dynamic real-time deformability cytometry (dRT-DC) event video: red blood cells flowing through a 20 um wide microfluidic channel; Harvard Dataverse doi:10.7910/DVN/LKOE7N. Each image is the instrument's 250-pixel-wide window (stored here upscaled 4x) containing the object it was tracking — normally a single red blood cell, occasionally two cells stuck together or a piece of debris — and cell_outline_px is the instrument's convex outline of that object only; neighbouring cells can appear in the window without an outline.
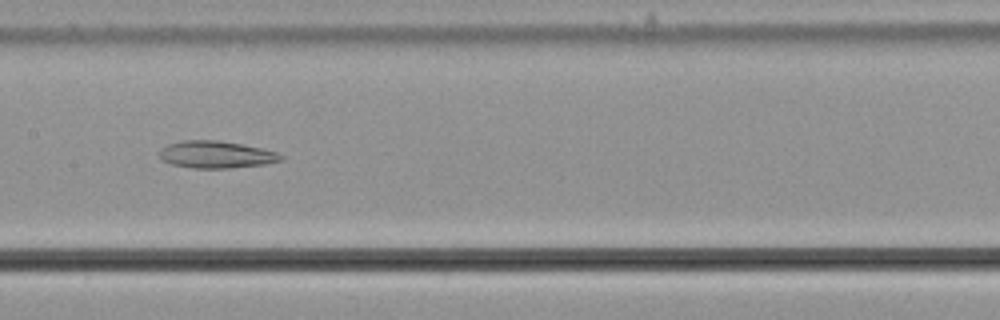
{"species": "common noctule bat (a hibernating species)", "species_latin": "Nyctalus noctula", "temperature_condition": "cold", "stored_images_in_passage": 55, "camera_frame_rate_fps": 3000, "um_per_image_px": 0.085, "animal": {"sex": "male", "body_mass_g": 21.5, "forearm_length_mm": 52.0}, "frame": {"image": 1, "passage_image": 29, "time_ms": 9.333, "image_size_px": [1000, 320], "cell_outline_px": [[284, 160], [264, 164], [232, 168], [192, 168], [172, 164], [160, 160], [160, 148], [168, 144], [184, 140], [220, 140], [260, 148], [276, 152], [284, 156]], "centroid_in_image_um": [18.36, 13.14], "position_along_channel_um": 189.0, "area_um2": 19.25}}
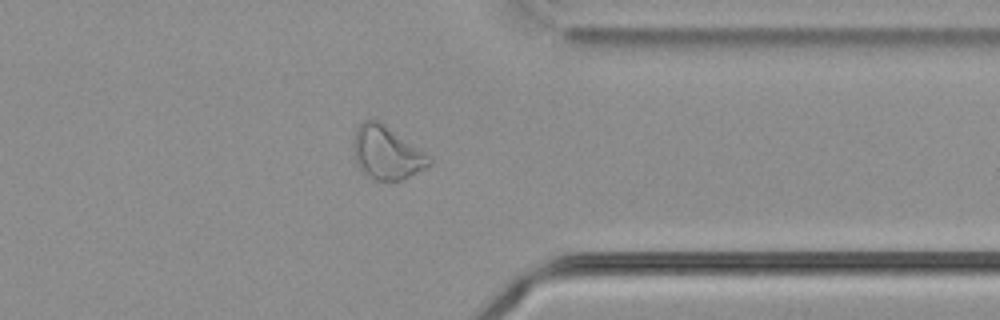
{"frame": {"image": 2, "passage_image": 45, "time_ms": 14.667, "image_size_px": [1000, 320], "cell_outline_px": [[432, 164], [404, 180], [376, 180], [368, 176], [356, 164], [352, 156], [352, 140], [360, 124], [364, 120], [376, 120], [432, 160]], "centroid_in_image_um": [32.78, 13.04], "position_along_channel_um": 378.6, "area_um2": 22.66}}
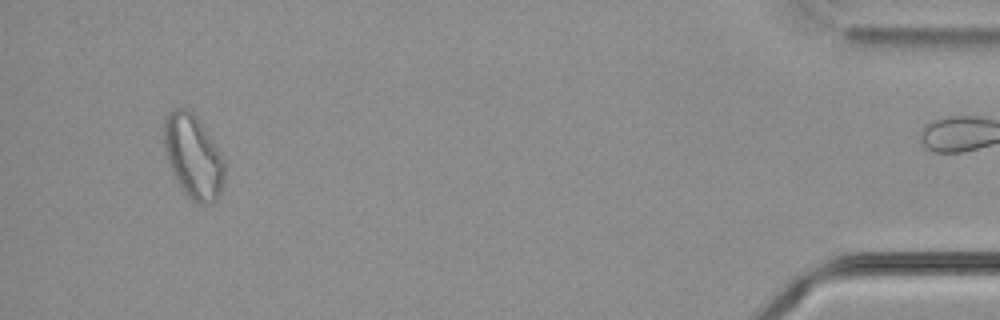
{"frame": {"image": 3, "passage_image": 54, "time_ms": 17.667, "image_size_px": [1000, 320], "cell_outline_px": [[224, 180], [220, 192], [216, 200], [212, 204], [196, 204], [180, 188], [172, 172], [164, 152], [164, 116], [168, 112], [176, 108], [188, 108], [196, 116], [220, 152], [224, 160]], "centroid_in_image_um": [16.4, 13.31], "position_along_channel_um": 418.8, "area_um2": 29.65}}